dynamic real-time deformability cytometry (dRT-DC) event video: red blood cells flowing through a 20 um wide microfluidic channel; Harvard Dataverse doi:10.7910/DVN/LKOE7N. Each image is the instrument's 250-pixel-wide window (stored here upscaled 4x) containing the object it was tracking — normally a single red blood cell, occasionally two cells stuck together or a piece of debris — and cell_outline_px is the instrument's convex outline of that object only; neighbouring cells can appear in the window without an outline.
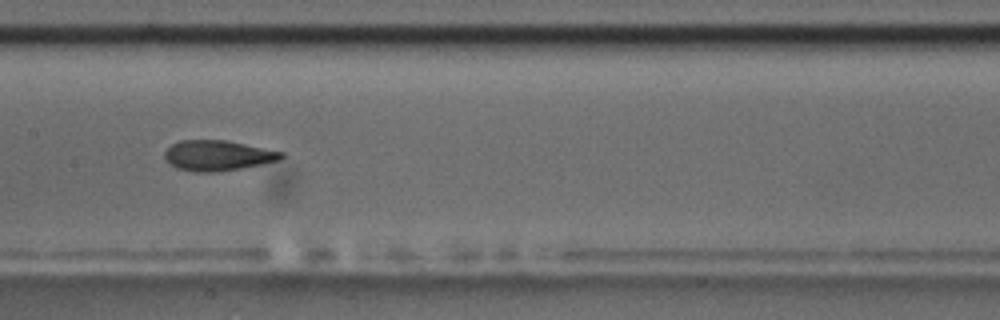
{"species": "common noctule bat (a hibernating species)", "species_latin": "Nyctalus noctula", "temperature_condition": "room temperature", "stored_images_in_passage": 14, "camera_frame_rate_fps": 3000, "um_per_image_px": 0.085, "animal": {"sex": "male", "body_mass_g": 17.5, "forearm_length_mm": 52.3}, "frame": {"image": 1, "passage_image": 7, "time_ms": 7.667, "image_size_px": [1000, 320], "cell_outline_px": [[284, 156], [280, 160], [240, 168], [212, 172], [196, 172], [176, 168], [168, 164], [164, 160], [164, 152], [172, 144], [180, 140], [228, 140], [284, 152]], "centroid_in_image_um": [18.47, 13.21], "position_along_channel_um": 188.9, "area_um2": 20.69}, "authors_computed_cell_mechanics": {"area_um2": 20.9814, "velocity_mm_per_s": 3.6079, "shape_relaxation_time_tau1_ms": 8.4181, "shape_relaxation_time_tau2_ms": 2.1628, "deformation_change_tau1": 0.2108, "deformation_change_tau2": 0.0742}}